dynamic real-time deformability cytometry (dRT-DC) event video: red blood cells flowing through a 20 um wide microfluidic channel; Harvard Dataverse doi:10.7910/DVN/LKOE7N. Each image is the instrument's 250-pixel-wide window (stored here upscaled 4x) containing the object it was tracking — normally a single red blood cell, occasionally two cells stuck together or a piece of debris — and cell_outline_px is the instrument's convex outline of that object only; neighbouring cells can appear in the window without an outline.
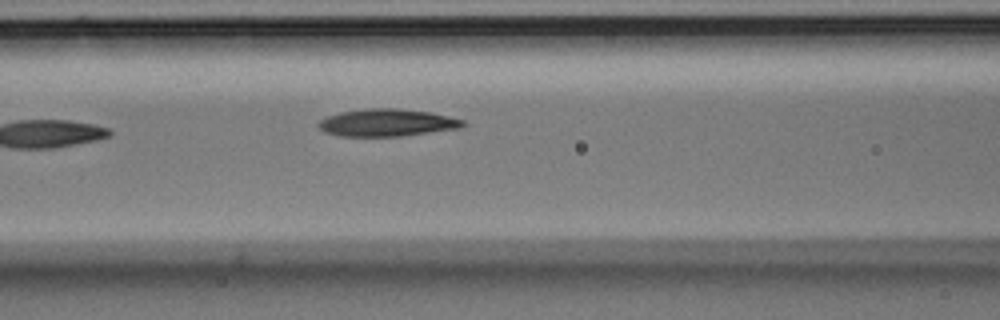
{"species": "Egyptian fruit bat (a non-hibernating species)", "species_latin": "Rousettus aegyptiacus", "temperature_condition": "room temperature", "stored_images_in_passage": 6, "segment_of_instrument_passage": [1, 2], "camera_frame_rate_fps": 3000, "um_per_image_px": 0.085, "animal": {"sex": "male"}, "frame": {"image": 1, "passage_image": 5, "time_ms": 1.333, "image_size_px": [1000, 320], "cell_outline_px": [[468, 124], [460, 128], [400, 136], [340, 136], [324, 132], [316, 124], [320, 120], [328, 116], [340, 112], [364, 108], [400, 108], [428, 112], [448, 116], [464, 120]], "centroid_in_image_um": [32.89, 10.42], "position_along_channel_um": 133.7, "area_um2": 23.06}}